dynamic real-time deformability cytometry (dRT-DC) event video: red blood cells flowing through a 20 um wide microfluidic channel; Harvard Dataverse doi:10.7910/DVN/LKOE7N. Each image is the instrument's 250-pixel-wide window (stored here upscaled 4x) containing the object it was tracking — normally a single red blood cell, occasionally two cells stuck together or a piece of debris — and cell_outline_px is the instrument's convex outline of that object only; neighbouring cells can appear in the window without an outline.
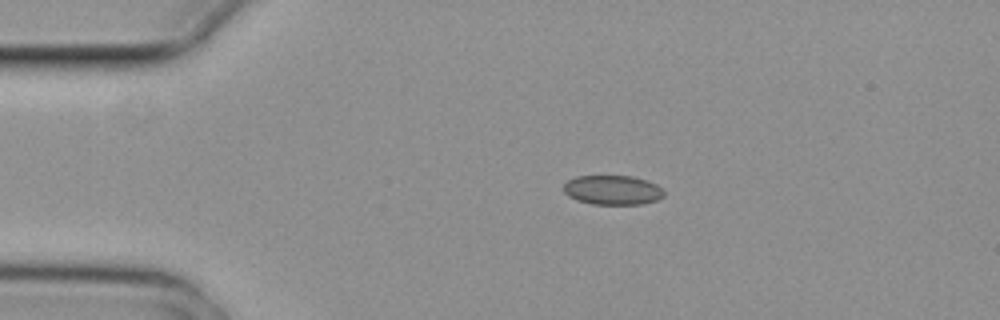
{"species": "common noctule bat (a hibernating species)", "species_latin": "Nyctalus noctula", "temperature_condition": "cold", "stored_images_in_passage": 2, "camera_frame_rate_fps": 3000, "um_per_image_px": 0.085, "animal": {"sex": "female", "body_mass_g": 29.2, "forearm_length_mm": 56.3}, "frame": {"image": 1, "passage_image": 1, "time_ms": 0.0, "image_size_px": [1000, 320], "cell_outline_px": [[664, 196], [656, 200], [640, 204], [592, 204], [576, 200], [568, 196], [564, 192], [564, 184], [568, 180], [576, 176], [632, 176], [656, 184], [664, 192]], "centroid_in_image_um": [52.04, 16.15], "position_along_channel_um": 33.0, "area_um2": 17.11}}